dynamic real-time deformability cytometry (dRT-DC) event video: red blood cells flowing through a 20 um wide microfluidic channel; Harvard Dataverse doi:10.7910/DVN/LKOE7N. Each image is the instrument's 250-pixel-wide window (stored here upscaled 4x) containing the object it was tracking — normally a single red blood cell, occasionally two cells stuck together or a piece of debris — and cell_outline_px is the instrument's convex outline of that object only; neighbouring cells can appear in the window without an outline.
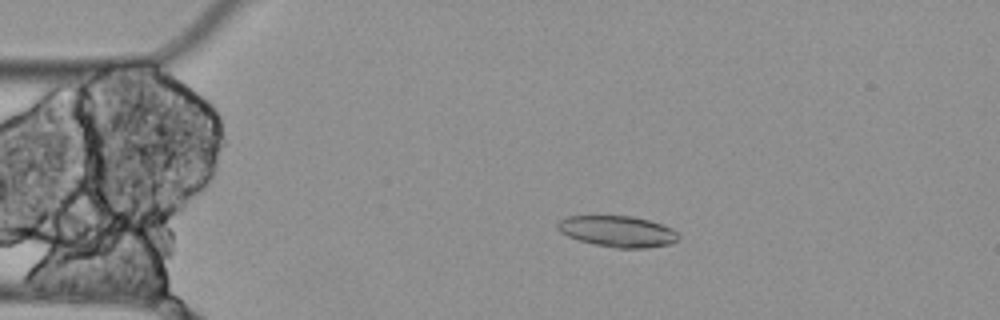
{"species": "Egyptian fruit bat (a non-hibernating species)", "species_latin": "Rousettus aegyptiacus", "temperature_condition": "cold", "stored_images_in_passage": 6, "camera_frame_rate_fps": 3000, "um_per_image_px": 0.085, "animal": {"sex": "female"}, "frame": {"image": 1, "passage_image": 4, "time_ms": 1.0, "image_size_px": [1000, 320], "cell_outline_px": [[680, 236], [676, 240], [668, 244], [648, 248], [616, 248], [596, 244], [580, 240], [568, 236], [560, 232], [556, 228], [556, 220], [564, 216], [632, 216], [648, 220], [672, 228]], "centroid_in_image_um": [52.44, 19.65], "position_along_channel_um": 32.6, "area_um2": 21.91}}